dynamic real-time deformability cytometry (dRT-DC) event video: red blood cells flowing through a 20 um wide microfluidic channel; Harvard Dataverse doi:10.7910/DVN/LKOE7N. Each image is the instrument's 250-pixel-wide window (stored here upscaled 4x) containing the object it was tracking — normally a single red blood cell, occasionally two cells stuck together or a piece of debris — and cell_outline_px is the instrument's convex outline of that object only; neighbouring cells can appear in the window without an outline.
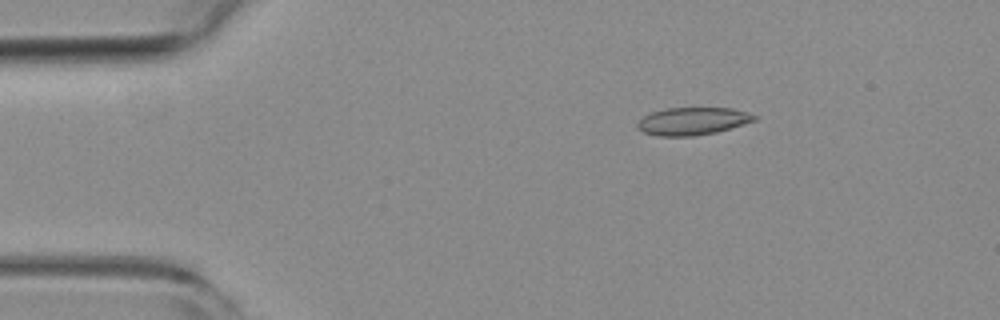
{"species": "common noctule bat (a hibernating species)", "species_latin": "Nyctalus noctula", "temperature_condition": "room temperature", "stored_images_in_passage": 12, "camera_frame_rate_fps": 3000, "um_per_image_px": 0.085, "animal": {"sex": "female", "body_mass_g": 19.3, "forearm_length_mm": 54.1}, "frame": {"image": 1, "passage_image": 1, "time_ms": 0.0, "image_size_px": [1000, 320], "cell_outline_px": [[756, 120], [716, 132], [692, 136], [656, 136], [644, 132], [636, 128], [636, 124], [644, 116], [652, 112], [668, 108], [732, 108], [756, 116]], "centroid_in_image_um": [58.82, 10.3], "position_along_channel_um": 26.2, "area_um2": 18.55}}
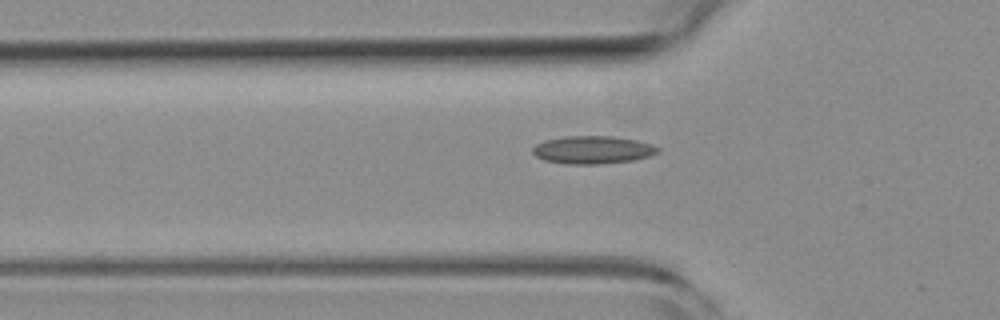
{"frame": {"image": 2, "passage_image": 10, "time_ms": 3.0, "image_size_px": [1000, 320], "cell_outline_px": [[660, 152], [648, 156], [632, 160], [596, 164], [564, 164], [544, 160], [536, 156], [532, 152], [532, 148], [536, 144], [544, 140], [568, 136], [612, 136], [636, 140], [652, 144], [660, 148]], "centroid_in_image_um": [50.36, 12.73], "position_along_channel_um": 75.4, "area_um2": 20.29}}